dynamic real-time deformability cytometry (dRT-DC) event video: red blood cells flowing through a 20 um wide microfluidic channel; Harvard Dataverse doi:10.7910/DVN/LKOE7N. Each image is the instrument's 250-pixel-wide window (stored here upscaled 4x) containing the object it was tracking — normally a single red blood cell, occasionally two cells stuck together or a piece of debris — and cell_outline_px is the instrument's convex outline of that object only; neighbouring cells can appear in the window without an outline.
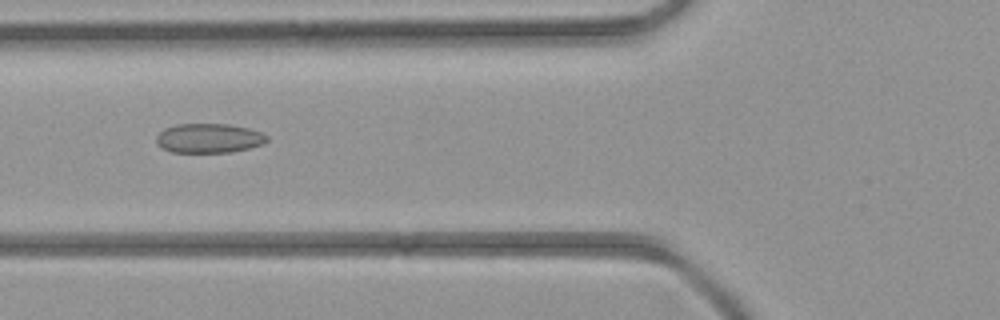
{"species": "common noctule bat (a hibernating species)", "species_latin": "Nyctalus noctula", "temperature_condition": "room temperature", "stored_images_in_passage": 5, "camera_frame_rate_fps": 3000, "um_per_image_px": 0.085, "animal": {"sex": "female", "body_mass_g": 21.9}, "frame": {"image": 1, "passage_image": 5, "time_ms": 5.333, "image_size_px": [1000, 320], "cell_outline_px": [[268, 140], [264, 144], [232, 152], [172, 152], [156, 144], [156, 136], [164, 128], [176, 124], [228, 124], [248, 128], [260, 132], [268, 136]], "centroid_in_image_um": [17.75, 11.74], "position_along_channel_um": 108.0, "area_um2": 18.96}}